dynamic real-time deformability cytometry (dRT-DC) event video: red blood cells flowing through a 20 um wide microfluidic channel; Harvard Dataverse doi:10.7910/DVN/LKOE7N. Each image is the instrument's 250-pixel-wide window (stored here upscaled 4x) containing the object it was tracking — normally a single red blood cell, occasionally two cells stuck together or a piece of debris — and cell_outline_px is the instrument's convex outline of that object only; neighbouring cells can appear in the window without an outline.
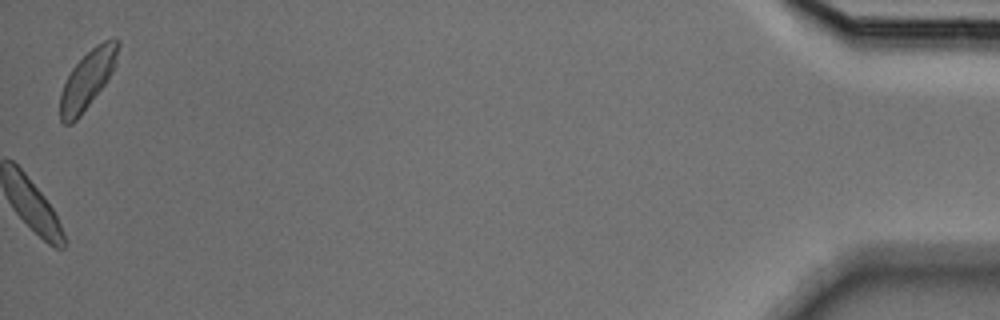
{"species": "Egyptian fruit bat (a non-hibernating species)", "species_latin": "Rousettus aegyptiacus", "temperature_condition": "cold", "stored_images_in_passage": 43, "camera_frame_rate_fps": 3000, "um_per_image_px": 0.085, "animal": {"sex": "male"}, "frame": {"image": 1, "passage_image": 43, "time_ms": 14.0, "image_size_px": [1000, 320], "cell_outline_px": [[120, 44], [116, 64], [112, 72], [104, 84], [80, 116], [72, 124], [64, 124], [60, 120], [60, 92], [72, 68], [96, 44], [112, 36], [116, 36], [120, 40]], "centroid_in_image_um": [7.46, 6.71], "position_along_channel_um": 427.7, "area_um2": 19.59}}